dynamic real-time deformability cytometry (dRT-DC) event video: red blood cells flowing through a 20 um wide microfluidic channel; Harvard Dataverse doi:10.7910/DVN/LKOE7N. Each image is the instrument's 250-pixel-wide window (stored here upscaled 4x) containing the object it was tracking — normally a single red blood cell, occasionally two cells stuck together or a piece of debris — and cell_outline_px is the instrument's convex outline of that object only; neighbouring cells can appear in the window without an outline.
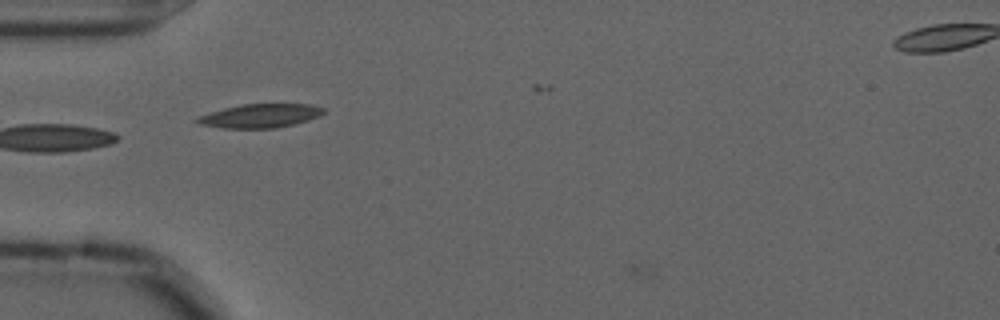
{"species": "common noctule bat (a hibernating species)", "species_latin": "Nyctalus noctula", "temperature_condition": "cold", "stored_images_in_passage": 6, "camera_frame_rate_fps": 3000, "um_per_image_px": 0.085, "animal": {"sex": "male", "forearm_length_mm": 52.5}, "frame": {"image": 1, "passage_image": 2, "time_ms": 0.333, "image_size_px": [1000, 320], "cell_outline_px": [[324, 112], [320, 116], [308, 120], [276, 128], [224, 128], [200, 124], [196, 120], [200, 116], [224, 108], [240, 104], [312, 104], [324, 108]], "centroid_in_image_um": [22.16, 9.84], "position_along_channel_um": 62.8, "area_um2": 17.28}}